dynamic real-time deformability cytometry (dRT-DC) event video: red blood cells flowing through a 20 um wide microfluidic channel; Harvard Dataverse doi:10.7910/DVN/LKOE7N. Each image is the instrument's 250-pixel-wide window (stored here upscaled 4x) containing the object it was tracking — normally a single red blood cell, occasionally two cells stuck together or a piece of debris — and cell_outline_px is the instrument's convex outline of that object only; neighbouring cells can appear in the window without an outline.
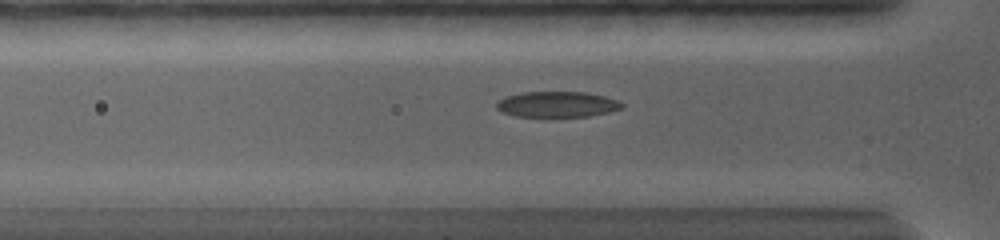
{"species": "common noctule bat (a hibernating species)", "species_latin": "Nyctalus noctula", "temperature_condition": "warm", "stored_images_in_passage": 14, "camera_frame_rate_fps": 5000, "um_per_image_px": 0.085, "animal": {"sex": "female", "body_mass_g": 19.0, "forearm_length_mm": 56.7}, "frame": {"image": 1, "passage_image": 2, "time_ms": 0.4, "image_size_px": [1000, 240], "cell_outline_px": [[624, 104], [620, 108], [608, 112], [588, 116], [548, 120], [516, 116], [500, 112], [496, 108], [496, 104], [504, 96], [524, 92], [588, 92], [604, 96], [616, 100]], "centroid_in_image_um": [47.29, 8.92], "position_along_channel_um": 78.5, "area_um2": 19.65}}
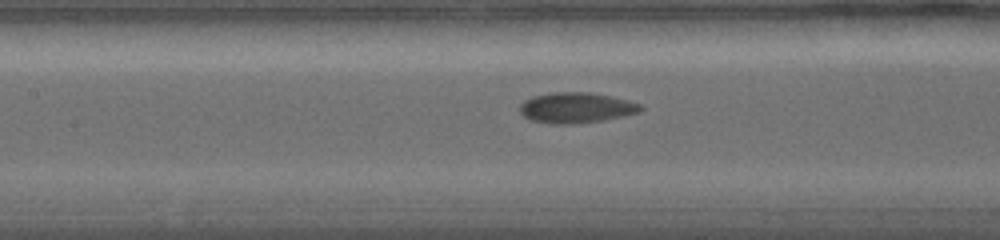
{"frame": {"image": 2, "passage_image": 8, "time_ms": 2.6, "image_size_px": [1000, 240], "cell_outline_px": [[644, 108], [640, 112], [624, 116], [604, 120], [572, 124], [552, 124], [528, 120], [520, 112], [520, 104], [524, 100], [532, 96], [552, 92], [588, 92], [628, 100], [640, 104]], "centroid_in_image_um": [48.95, 9.16], "position_along_channel_um": 158.5, "area_um2": 21.62}}
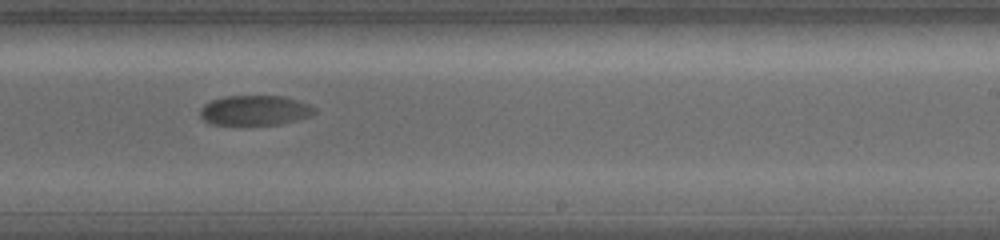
{"frame": {"image": 3, "passage_image": 13, "time_ms": 5.6, "image_size_px": [1000, 240], "cell_outline_px": [[316, 112], [312, 116], [280, 124], [212, 124], [204, 120], [200, 116], [200, 108], [204, 104], [212, 100], [224, 96], [284, 96], [308, 104], [316, 108]], "centroid_in_image_um": [21.67, 9.37], "position_along_channel_um": 267.3, "area_um2": 19.88}}